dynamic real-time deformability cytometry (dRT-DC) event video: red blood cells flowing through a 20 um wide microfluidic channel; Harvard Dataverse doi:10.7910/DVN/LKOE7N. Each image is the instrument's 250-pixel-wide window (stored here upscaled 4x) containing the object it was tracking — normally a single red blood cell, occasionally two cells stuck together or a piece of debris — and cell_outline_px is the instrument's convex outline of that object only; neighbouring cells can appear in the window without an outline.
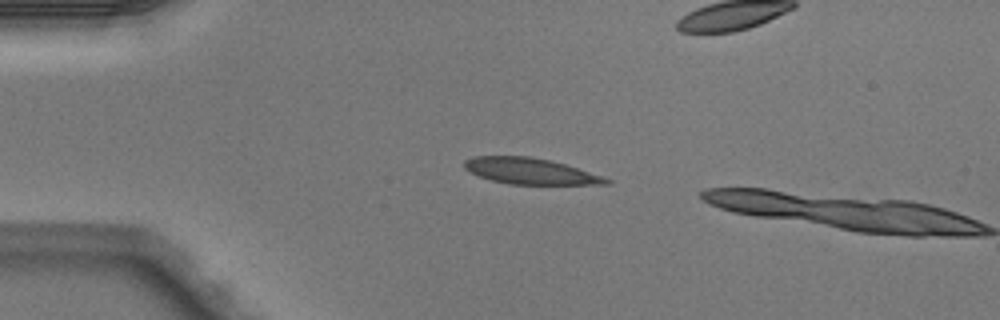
{"species": "Egyptian fruit bat (a non-hibernating species)", "species_latin": "Rousettus aegyptiacus", "temperature_condition": "warm", "stored_images_in_passage": 2, "camera_frame_rate_fps": 3000, "um_per_image_px": 0.085, "animal": {"sex": "male"}, "frame": {"image": 1, "passage_image": 1, "time_ms": 0.0, "image_size_px": [1000, 320], "cell_outline_px": [[612, 184], [508, 184], [492, 180], [480, 176], [464, 168], [464, 160], [472, 156], [532, 156], [564, 164], [612, 180]], "centroid_in_image_um": [45.02, 14.54], "position_along_channel_um": 40.0, "area_um2": 21.21}}